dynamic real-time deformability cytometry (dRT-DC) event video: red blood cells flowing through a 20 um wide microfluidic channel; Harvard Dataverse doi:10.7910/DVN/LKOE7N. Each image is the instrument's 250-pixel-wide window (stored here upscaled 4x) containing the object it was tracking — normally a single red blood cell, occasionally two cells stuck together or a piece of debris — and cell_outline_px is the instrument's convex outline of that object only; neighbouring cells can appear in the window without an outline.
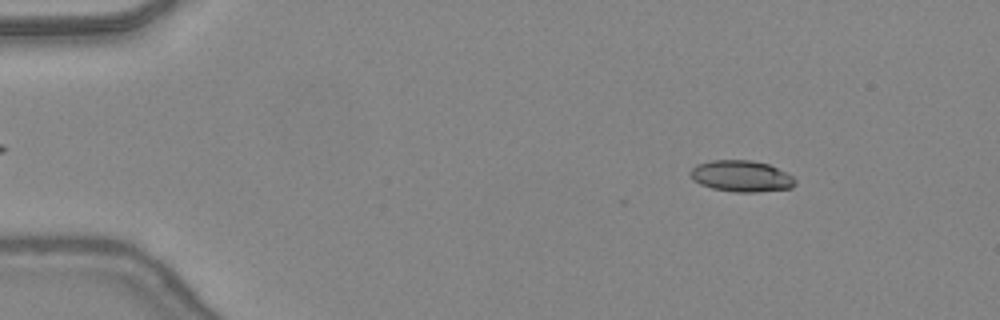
{"species": "common noctule bat (a hibernating species)", "species_latin": "Nyctalus noctula", "temperature_condition": "warm", "stored_images_in_passage": 47, "camera_frame_rate_fps": 3000, "um_per_image_px": 0.085, "animal": {"sex": "female", "body_mass_g": 24.6, "forearm_length_mm": 56.2}, "frame": {"image": 1, "passage_image": 6, "time_ms": 1.667, "image_size_px": [1000, 320], "cell_outline_px": [[796, 184], [792, 188], [756, 192], [736, 192], [712, 188], [700, 184], [692, 180], [688, 172], [696, 164], [712, 160], [752, 160], [768, 164], [792, 176], [796, 180]], "centroid_in_image_um": [62.98, 14.97], "position_along_channel_um": 22.0, "area_um2": 19.19}}
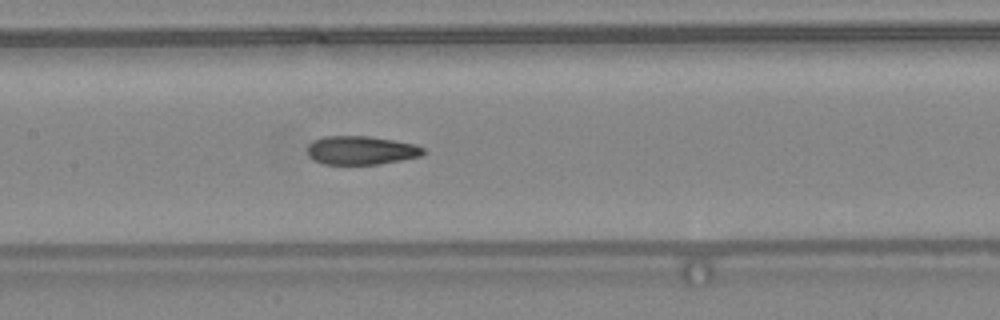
{"frame": {"image": 2, "passage_image": 23, "time_ms": 7.333, "image_size_px": [1000, 320], "cell_outline_px": [[424, 152], [420, 156], [380, 164], [324, 164], [312, 160], [308, 156], [308, 144], [312, 140], [324, 136], [368, 136], [416, 144], [424, 148]], "centroid_in_image_um": [30.65, 12.77], "position_along_channel_um": 176.8, "area_um2": 19.36}}
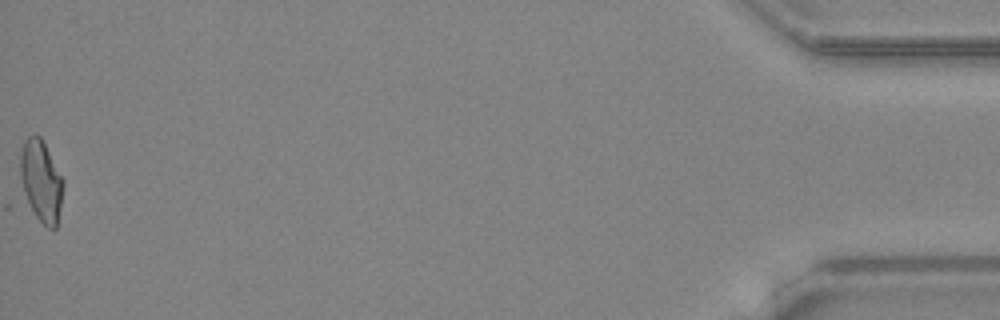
{"frame": {"image": 3, "passage_image": 47, "time_ms": 15.333, "image_size_px": [1000, 320], "cell_outline_px": [[64, 184], [56, 228], [48, 228], [36, 216], [24, 200], [20, 176], [20, 152], [24, 140], [28, 136], [40, 136], [64, 180]], "centroid_in_image_um": [3.47, 15.39], "position_along_channel_um": 431.7, "area_um2": 20.4}, "authors_computed_cell_mechanics": {"area_um2": 19.8832, "velocity_mm_per_s": 4.4185, "shape_relaxation_time_tau1_ms": null, "shape_relaxation_time_tau2_ms": 1.5249, "deformation_change_tau1": null, "deformation_change_tau2": 0.0825}}